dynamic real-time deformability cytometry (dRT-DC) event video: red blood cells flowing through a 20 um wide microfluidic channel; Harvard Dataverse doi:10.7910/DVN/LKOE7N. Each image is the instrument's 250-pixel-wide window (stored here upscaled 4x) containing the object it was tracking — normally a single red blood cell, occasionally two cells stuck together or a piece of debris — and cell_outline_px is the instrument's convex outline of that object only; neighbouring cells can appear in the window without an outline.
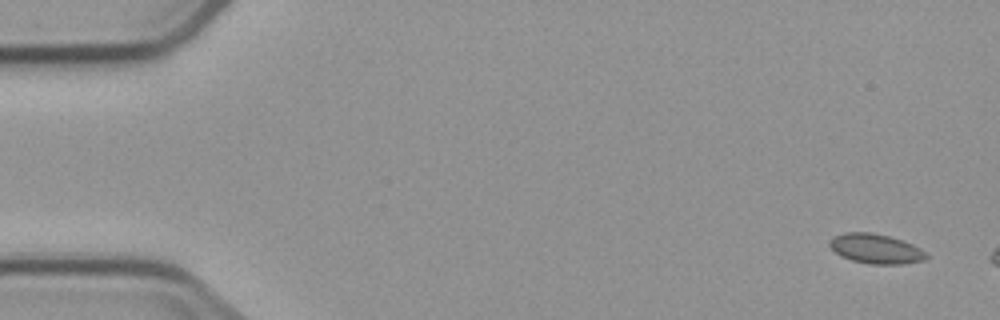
{"species": "common noctule bat (a hibernating species)", "species_latin": "Nyctalus noctula", "temperature_condition": "cold", "stored_images_in_passage": 5, "camera_frame_rate_fps": 3000, "um_per_image_px": 0.085, "animal": {"sex": "male", "body_mass_g": 23.1, "forearm_length_mm": 52.7}, "frame": {"image": 1, "passage_image": 1, "time_ms": 0.0, "image_size_px": [1000, 320], "cell_outline_px": [[928, 256], [924, 260], [900, 264], [872, 264], [852, 260], [840, 256], [828, 244], [828, 240], [832, 236], [844, 232], [872, 232], [888, 236], [912, 244], [920, 248]], "centroid_in_image_um": [74.39, 21.13], "position_along_channel_um": 10.6, "area_um2": 16.65}}